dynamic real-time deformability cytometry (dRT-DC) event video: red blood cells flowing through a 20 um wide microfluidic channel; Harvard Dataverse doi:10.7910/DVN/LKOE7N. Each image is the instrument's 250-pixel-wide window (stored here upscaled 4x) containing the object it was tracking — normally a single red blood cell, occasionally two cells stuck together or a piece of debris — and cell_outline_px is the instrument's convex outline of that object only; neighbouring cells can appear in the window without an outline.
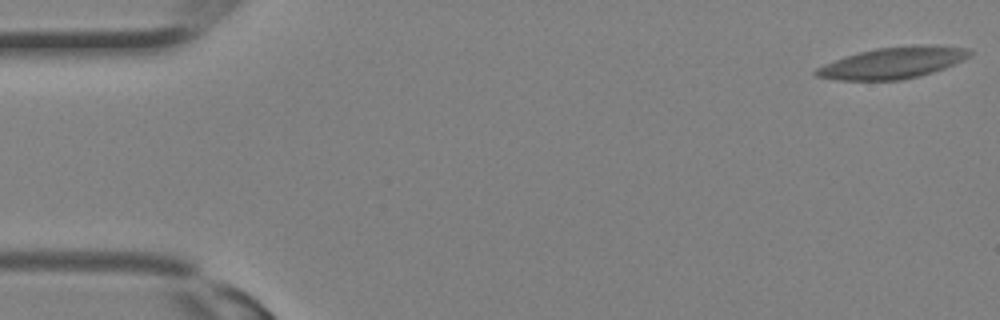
{"species": "Egyptian fruit bat (a non-hibernating species)", "species_latin": "Rousettus aegyptiacus", "temperature_condition": "room temperature", "stored_images_in_passage": 33, "camera_frame_rate_fps": 3000, "um_per_image_px": 0.085, "animal": {"sex": "female"}, "frame": {"image": 1, "passage_image": 1, "time_ms": 0.0, "image_size_px": [1000, 320], "cell_outline_px": [[972, 56], [964, 60], [944, 68], [920, 76], [900, 80], [836, 80], [816, 76], [812, 72], [816, 68], [824, 64], [844, 56], [876, 48], [912, 44], [924, 44], [972, 48]], "centroid_in_image_um": [75.93, 5.32], "position_along_channel_um": 9.1, "area_um2": 28.5}}
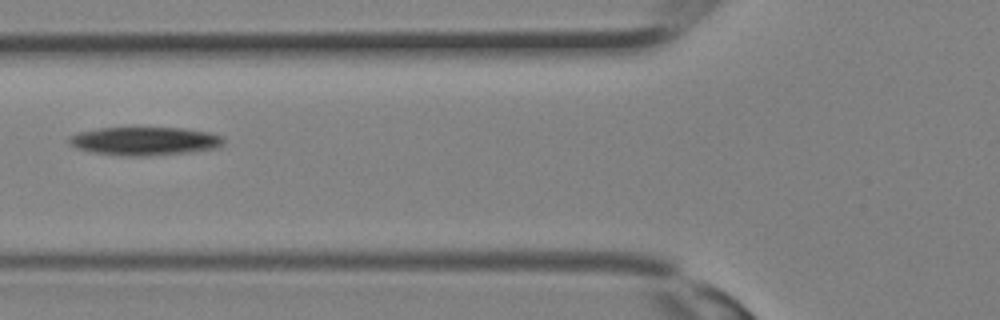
{"frame": {"image": 2, "passage_image": 13, "time_ms": 4.0, "image_size_px": [1000, 320], "cell_outline_px": [[224, 144], [216, 148], [192, 152], [148, 156], [120, 156], [88, 152], [76, 148], [68, 144], [68, 136], [80, 132], [100, 128], [184, 128], [208, 132], [224, 136]], "centroid_in_image_um": [12.28, 12.0], "position_along_channel_um": 113.5, "area_um2": 25.89}}
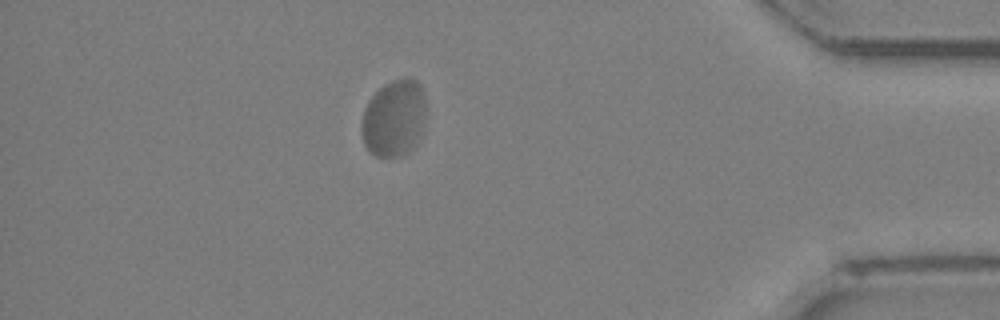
{"frame": {"image": 3, "passage_image": 29, "time_ms": 9.333, "image_size_px": [1000, 320], "cell_outline_px": [[424, 132], [416, 144], [404, 156], [376, 156], [368, 152], [364, 144], [360, 132], [360, 124], [364, 108], [368, 100], [384, 84], [392, 80], [404, 76], [408, 76], [416, 80], [420, 84], [424, 96]], "centroid_in_image_um": [33.48, 10.05], "position_along_channel_um": 401.7, "area_um2": 29.54}}